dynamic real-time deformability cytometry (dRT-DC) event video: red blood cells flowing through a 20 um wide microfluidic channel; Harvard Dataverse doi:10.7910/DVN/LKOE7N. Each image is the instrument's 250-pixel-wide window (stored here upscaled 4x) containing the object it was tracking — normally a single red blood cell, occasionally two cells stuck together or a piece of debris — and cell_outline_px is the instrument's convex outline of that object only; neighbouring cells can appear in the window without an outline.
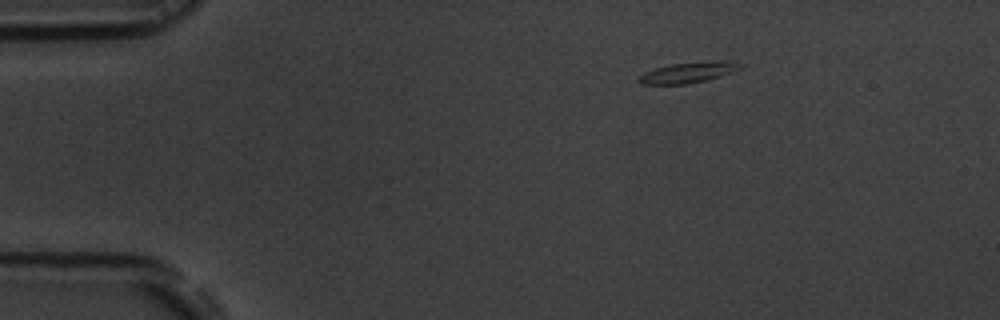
{"species": "common noctule bat (a hibernating species)", "species_latin": "Nyctalus noctula", "temperature_condition": "room temperature", "stored_images_in_passage": 47, "camera_frame_rate_fps": 3000, "um_per_image_px": 0.085, "animal": {"sex": "male", "body_mass_g": 19.5, "forearm_length_mm": 54.6}, "frame": {"image": 1, "passage_image": 1, "time_ms": 0.0, "image_size_px": [1000, 320], "cell_outline_px": [[744, 64], [740, 68], [720, 76], [708, 80], [684, 84], [640, 84], [636, 80], [644, 72], [656, 68], [672, 64], [716, 60], [720, 60]], "centroid_in_image_um": [58.47, 6.16], "position_along_channel_um": 26.5, "area_um2": 12.08}}
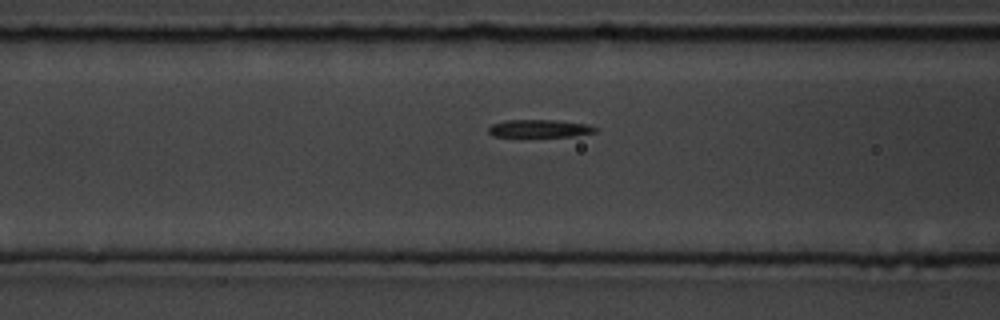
{"frame": {"image": 2, "passage_image": 14, "time_ms": 4.333, "image_size_px": [1000, 320], "cell_outline_px": [[596, 132], [572, 136], [492, 136], [488, 132], [488, 128], [492, 124], [504, 120], [556, 120], [588, 124], [596, 128]], "centroid_in_image_um": [45.84, 10.91], "position_along_channel_um": 120.8, "area_um2": 10.92}}
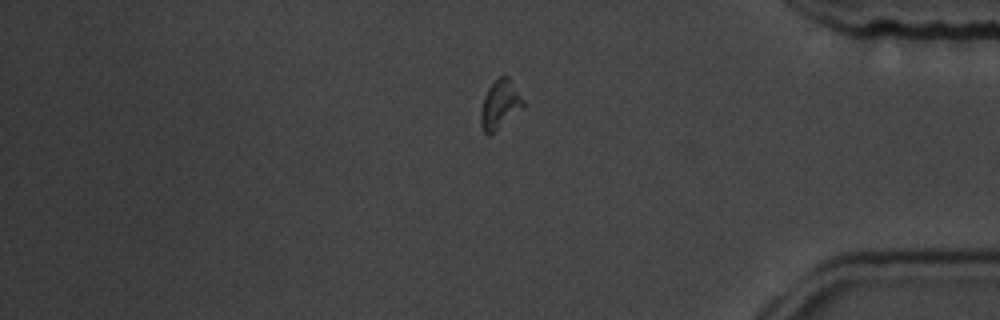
{"frame": {"image": 3, "passage_image": 38, "time_ms": 12.333, "image_size_px": [1000, 320], "cell_outline_px": [[524, 104], [488, 136], [484, 132], [480, 124], [480, 112], [484, 96], [488, 88], [500, 76], [508, 76], [524, 100]], "centroid_in_image_um": [42.45, 8.85], "position_along_channel_um": 392.8, "area_um2": 11.44}}